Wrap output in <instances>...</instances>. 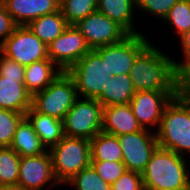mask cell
Segmentation results:
<instances>
[{
	"instance_id": "1",
	"label": "cell",
	"mask_w": 190,
	"mask_h": 190,
	"mask_svg": "<svg viewBox=\"0 0 190 190\" xmlns=\"http://www.w3.org/2000/svg\"><path fill=\"white\" fill-rule=\"evenodd\" d=\"M174 62L151 42L138 54L129 76L136 91H175Z\"/></svg>"
},
{
	"instance_id": "2",
	"label": "cell",
	"mask_w": 190,
	"mask_h": 190,
	"mask_svg": "<svg viewBox=\"0 0 190 190\" xmlns=\"http://www.w3.org/2000/svg\"><path fill=\"white\" fill-rule=\"evenodd\" d=\"M186 161L185 157L158 146L141 174L144 190H189Z\"/></svg>"
},
{
	"instance_id": "3",
	"label": "cell",
	"mask_w": 190,
	"mask_h": 190,
	"mask_svg": "<svg viewBox=\"0 0 190 190\" xmlns=\"http://www.w3.org/2000/svg\"><path fill=\"white\" fill-rule=\"evenodd\" d=\"M154 131L159 147L183 157L186 152L190 154V108L184 102L173 98Z\"/></svg>"
},
{
	"instance_id": "4",
	"label": "cell",
	"mask_w": 190,
	"mask_h": 190,
	"mask_svg": "<svg viewBox=\"0 0 190 190\" xmlns=\"http://www.w3.org/2000/svg\"><path fill=\"white\" fill-rule=\"evenodd\" d=\"M55 178L63 185L91 165L90 140L64 136L50 148Z\"/></svg>"
},
{
	"instance_id": "5",
	"label": "cell",
	"mask_w": 190,
	"mask_h": 190,
	"mask_svg": "<svg viewBox=\"0 0 190 190\" xmlns=\"http://www.w3.org/2000/svg\"><path fill=\"white\" fill-rule=\"evenodd\" d=\"M77 98L73 79L62 71L49 86L32 96V107L37 112L63 121Z\"/></svg>"
},
{
	"instance_id": "6",
	"label": "cell",
	"mask_w": 190,
	"mask_h": 190,
	"mask_svg": "<svg viewBox=\"0 0 190 190\" xmlns=\"http://www.w3.org/2000/svg\"><path fill=\"white\" fill-rule=\"evenodd\" d=\"M66 72L75 83L78 97L90 99H97L101 95L110 76L105 61L95 50L86 53Z\"/></svg>"
},
{
	"instance_id": "7",
	"label": "cell",
	"mask_w": 190,
	"mask_h": 190,
	"mask_svg": "<svg viewBox=\"0 0 190 190\" xmlns=\"http://www.w3.org/2000/svg\"><path fill=\"white\" fill-rule=\"evenodd\" d=\"M103 125V105L97 99L78 97L63 119L64 135L93 139Z\"/></svg>"
},
{
	"instance_id": "8",
	"label": "cell",
	"mask_w": 190,
	"mask_h": 190,
	"mask_svg": "<svg viewBox=\"0 0 190 190\" xmlns=\"http://www.w3.org/2000/svg\"><path fill=\"white\" fill-rule=\"evenodd\" d=\"M150 43L140 34H129L122 41L94 49L103 61L110 76L129 74L138 54Z\"/></svg>"
},
{
	"instance_id": "9",
	"label": "cell",
	"mask_w": 190,
	"mask_h": 190,
	"mask_svg": "<svg viewBox=\"0 0 190 190\" xmlns=\"http://www.w3.org/2000/svg\"><path fill=\"white\" fill-rule=\"evenodd\" d=\"M2 54L22 66L48 58L47 45L28 26H16L1 45Z\"/></svg>"
},
{
	"instance_id": "10",
	"label": "cell",
	"mask_w": 190,
	"mask_h": 190,
	"mask_svg": "<svg viewBox=\"0 0 190 190\" xmlns=\"http://www.w3.org/2000/svg\"><path fill=\"white\" fill-rule=\"evenodd\" d=\"M74 26L85 37L91 50L118 43L129 35L122 26L98 10Z\"/></svg>"
},
{
	"instance_id": "11",
	"label": "cell",
	"mask_w": 190,
	"mask_h": 190,
	"mask_svg": "<svg viewBox=\"0 0 190 190\" xmlns=\"http://www.w3.org/2000/svg\"><path fill=\"white\" fill-rule=\"evenodd\" d=\"M142 129L118 136L122 150V162L126 170L141 173L145 170L155 149L159 146L156 133Z\"/></svg>"
},
{
	"instance_id": "12",
	"label": "cell",
	"mask_w": 190,
	"mask_h": 190,
	"mask_svg": "<svg viewBox=\"0 0 190 190\" xmlns=\"http://www.w3.org/2000/svg\"><path fill=\"white\" fill-rule=\"evenodd\" d=\"M48 58L63 72L91 51L85 37L74 25H68L63 33L48 46Z\"/></svg>"
},
{
	"instance_id": "13",
	"label": "cell",
	"mask_w": 190,
	"mask_h": 190,
	"mask_svg": "<svg viewBox=\"0 0 190 190\" xmlns=\"http://www.w3.org/2000/svg\"><path fill=\"white\" fill-rule=\"evenodd\" d=\"M48 183L49 188L59 185L48 150L37 156L20 157L17 186L21 190H44Z\"/></svg>"
},
{
	"instance_id": "14",
	"label": "cell",
	"mask_w": 190,
	"mask_h": 190,
	"mask_svg": "<svg viewBox=\"0 0 190 190\" xmlns=\"http://www.w3.org/2000/svg\"><path fill=\"white\" fill-rule=\"evenodd\" d=\"M175 98V91H136L130 106L142 129L160 125L165 107Z\"/></svg>"
},
{
	"instance_id": "15",
	"label": "cell",
	"mask_w": 190,
	"mask_h": 190,
	"mask_svg": "<svg viewBox=\"0 0 190 190\" xmlns=\"http://www.w3.org/2000/svg\"><path fill=\"white\" fill-rule=\"evenodd\" d=\"M17 26L60 10L59 0H1Z\"/></svg>"
},
{
	"instance_id": "16",
	"label": "cell",
	"mask_w": 190,
	"mask_h": 190,
	"mask_svg": "<svg viewBox=\"0 0 190 190\" xmlns=\"http://www.w3.org/2000/svg\"><path fill=\"white\" fill-rule=\"evenodd\" d=\"M141 130L130 104L103 107V132L120 136Z\"/></svg>"
},
{
	"instance_id": "17",
	"label": "cell",
	"mask_w": 190,
	"mask_h": 190,
	"mask_svg": "<svg viewBox=\"0 0 190 190\" xmlns=\"http://www.w3.org/2000/svg\"><path fill=\"white\" fill-rule=\"evenodd\" d=\"M32 107V95L24 85V79L0 76V108L26 115Z\"/></svg>"
},
{
	"instance_id": "18",
	"label": "cell",
	"mask_w": 190,
	"mask_h": 190,
	"mask_svg": "<svg viewBox=\"0 0 190 190\" xmlns=\"http://www.w3.org/2000/svg\"><path fill=\"white\" fill-rule=\"evenodd\" d=\"M25 116L47 150L65 136L62 120L37 112L33 107L26 112Z\"/></svg>"
},
{
	"instance_id": "19",
	"label": "cell",
	"mask_w": 190,
	"mask_h": 190,
	"mask_svg": "<svg viewBox=\"0 0 190 190\" xmlns=\"http://www.w3.org/2000/svg\"><path fill=\"white\" fill-rule=\"evenodd\" d=\"M50 59L33 62L25 67L24 85L33 96L43 91L62 72ZM56 68V69H55Z\"/></svg>"
},
{
	"instance_id": "20",
	"label": "cell",
	"mask_w": 190,
	"mask_h": 190,
	"mask_svg": "<svg viewBox=\"0 0 190 190\" xmlns=\"http://www.w3.org/2000/svg\"><path fill=\"white\" fill-rule=\"evenodd\" d=\"M10 147L20 157L37 156L47 151L26 116L18 123Z\"/></svg>"
},
{
	"instance_id": "21",
	"label": "cell",
	"mask_w": 190,
	"mask_h": 190,
	"mask_svg": "<svg viewBox=\"0 0 190 190\" xmlns=\"http://www.w3.org/2000/svg\"><path fill=\"white\" fill-rule=\"evenodd\" d=\"M135 9H137L136 0H98L97 10L117 22L129 34H140L134 28Z\"/></svg>"
},
{
	"instance_id": "22",
	"label": "cell",
	"mask_w": 190,
	"mask_h": 190,
	"mask_svg": "<svg viewBox=\"0 0 190 190\" xmlns=\"http://www.w3.org/2000/svg\"><path fill=\"white\" fill-rule=\"evenodd\" d=\"M136 90L129 74L109 76L106 88L97 98L103 107L119 104H129Z\"/></svg>"
},
{
	"instance_id": "23",
	"label": "cell",
	"mask_w": 190,
	"mask_h": 190,
	"mask_svg": "<svg viewBox=\"0 0 190 190\" xmlns=\"http://www.w3.org/2000/svg\"><path fill=\"white\" fill-rule=\"evenodd\" d=\"M27 26L48 46L63 33L68 24L61 10H59L55 13L34 19Z\"/></svg>"
},
{
	"instance_id": "24",
	"label": "cell",
	"mask_w": 190,
	"mask_h": 190,
	"mask_svg": "<svg viewBox=\"0 0 190 190\" xmlns=\"http://www.w3.org/2000/svg\"><path fill=\"white\" fill-rule=\"evenodd\" d=\"M91 161H122L118 136L100 131L90 140Z\"/></svg>"
},
{
	"instance_id": "25",
	"label": "cell",
	"mask_w": 190,
	"mask_h": 190,
	"mask_svg": "<svg viewBox=\"0 0 190 190\" xmlns=\"http://www.w3.org/2000/svg\"><path fill=\"white\" fill-rule=\"evenodd\" d=\"M98 0H61L60 10L68 25H75L97 11Z\"/></svg>"
},
{
	"instance_id": "26",
	"label": "cell",
	"mask_w": 190,
	"mask_h": 190,
	"mask_svg": "<svg viewBox=\"0 0 190 190\" xmlns=\"http://www.w3.org/2000/svg\"><path fill=\"white\" fill-rule=\"evenodd\" d=\"M20 156L11 147H0V185H17Z\"/></svg>"
},
{
	"instance_id": "27",
	"label": "cell",
	"mask_w": 190,
	"mask_h": 190,
	"mask_svg": "<svg viewBox=\"0 0 190 190\" xmlns=\"http://www.w3.org/2000/svg\"><path fill=\"white\" fill-rule=\"evenodd\" d=\"M66 184L72 185L75 190H111V185L106 183L91 165L82 169Z\"/></svg>"
},
{
	"instance_id": "28",
	"label": "cell",
	"mask_w": 190,
	"mask_h": 190,
	"mask_svg": "<svg viewBox=\"0 0 190 190\" xmlns=\"http://www.w3.org/2000/svg\"><path fill=\"white\" fill-rule=\"evenodd\" d=\"M180 37L190 29V0H179L164 18Z\"/></svg>"
},
{
	"instance_id": "29",
	"label": "cell",
	"mask_w": 190,
	"mask_h": 190,
	"mask_svg": "<svg viewBox=\"0 0 190 190\" xmlns=\"http://www.w3.org/2000/svg\"><path fill=\"white\" fill-rule=\"evenodd\" d=\"M183 62H174L175 98L179 101H190V56Z\"/></svg>"
},
{
	"instance_id": "30",
	"label": "cell",
	"mask_w": 190,
	"mask_h": 190,
	"mask_svg": "<svg viewBox=\"0 0 190 190\" xmlns=\"http://www.w3.org/2000/svg\"><path fill=\"white\" fill-rule=\"evenodd\" d=\"M25 115L0 108V147H10L16 127Z\"/></svg>"
},
{
	"instance_id": "31",
	"label": "cell",
	"mask_w": 190,
	"mask_h": 190,
	"mask_svg": "<svg viewBox=\"0 0 190 190\" xmlns=\"http://www.w3.org/2000/svg\"><path fill=\"white\" fill-rule=\"evenodd\" d=\"M91 166L110 185L126 171L125 164L122 161H91Z\"/></svg>"
},
{
	"instance_id": "32",
	"label": "cell",
	"mask_w": 190,
	"mask_h": 190,
	"mask_svg": "<svg viewBox=\"0 0 190 190\" xmlns=\"http://www.w3.org/2000/svg\"><path fill=\"white\" fill-rule=\"evenodd\" d=\"M137 9L150 13L161 20L179 0H136Z\"/></svg>"
},
{
	"instance_id": "33",
	"label": "cell",
	"mask_w": 190,
	"mask_h": 190,
	"mask_svg": "<svg viewBox=\"0 0 190 190\" xmlns=\"http://www.w3.org/2000/svg\"><path fill=\"white\" fill-rule=\"evenodd\" d=\"M111 190H144L141 173L126 170L111 184Z\"/></svg>"
},
{
	"instance_id": "34",
	"label": "cell",
	"mask_w": 190,
	"mask_h": 190,
	"mask_svg": "<svg viewBox=\"0 0 190 190\" xmlns=\"http://www.w3.org/2000/svg\"><path fill=\"white\" fill-rule=\"evenodd\" d=\"M25 66L3 54L0 55V76L11 79H24Z\"/></svg>"
},
{
	"instance_id": "35",
	"label": "cell",
	"mask_w": 190,
	"mask_h": 190,
	"mask_svg": "<svg viewBox=\"0 0 190 190\" xmlns=\"http://www.w3.org/2000/svg\"><path fill=\"white\" fill-rule=\"evenodd\" d=\"M17 25L14 23L12 17L7 13L4 4L0 0V44L12 34Z\"/></svg>"
},
{
	"instance_id": "36",
	"label": "cell",
	"mask_w": 190,
	"mask_h": 190,
	"mask_svg": "<svg viewBox=\"0 0 190 190\" xmlns=\"http://www.w3.org/2000/svg\"><path fill=\"white\" fill-rule=\"evenodd\" d=\"M179 39V42L181 43V47L183 50V57L190 56V29L187 32L183 33L179 37Z\"/></svg>"
},
{
	"instance_id": "37",
	"label": "cell",
	"mask_w": 190,
	"mask_h": 190,
	"mask_svg": "<svg viewBox=\"0 0 190 190\" xmlns=\"http://www.w3.org/2000/svg\"><path fill=\"white\" fill-rule=\"evenodd\" d=\"M0 190H21V189L17 185L6 184V185H0Z\"/></svg>"
},
{
	"instance_id": "38",
	"label": "cell",
	"mask_w": 190,
	"mask_h": 190,
	"mask_svg": "<svg viewBox=\"0 0 190 190\" xmlns=\"http://www.w3.org/2000/svg\"><path fill=\"white\" fill-rule=\"evenodd\" d=\"M184 102L190 108V101H181Z\"/></svg>"
},
{
	"instance_id": "39",
	"label": "cell",
	"mask_w": 190,
	"mask_h": 190,
	"mask_svg": "<svg viewBox=\"0 0 190 190\" xmlns=\"http://www.w3.org/2000/svg\"><path fill=\"white\" fill-rule=\"evenodd\" d=\"M2 54L1 44H0V55Z\"/></svg>"
}]
</instances>
